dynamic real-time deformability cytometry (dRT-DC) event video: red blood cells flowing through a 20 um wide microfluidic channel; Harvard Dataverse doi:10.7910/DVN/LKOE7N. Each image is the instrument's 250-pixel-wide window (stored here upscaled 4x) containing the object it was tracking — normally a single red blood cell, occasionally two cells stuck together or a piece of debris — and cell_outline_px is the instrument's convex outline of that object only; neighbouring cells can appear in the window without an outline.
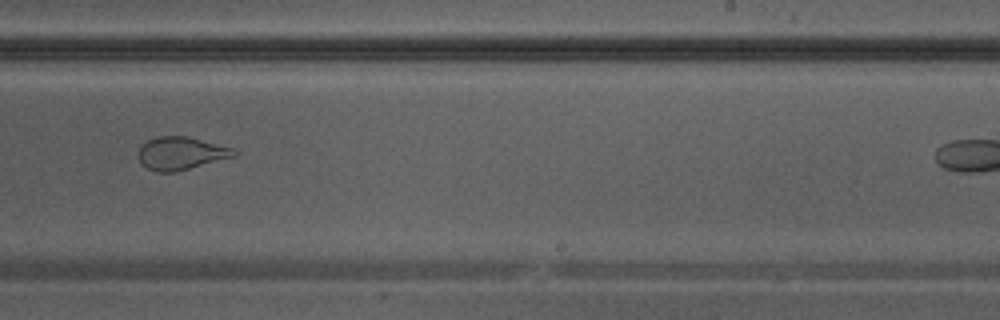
{"species": "Egyptian fruit bat (a non-hibernating species)", "species_latin": "Rousettus aegyptiacus", "temperature_condition": "warm", "stored_images_in_passage": 28, "camera_frame_rate_fps": 3000, "um_per_image_px": 0.085, "animal": {"sex": "male"}, "frame": {"image": 1, "passage_image": 20, "time_ms": 6.333, "image_size_px": [1000, 320], "cell_outline_px": [[240, 152], [236, 156], [176, 172], [156, 172], [140, 164], [136, 156], [136, 152], [140, 144], [148, 140], [160, 136], [188, 136], [232, 148]], "centroid_in_image_um": [15.33, 13.04], "position_along_channel_um": 273.7, "area_um2": 18.67}}